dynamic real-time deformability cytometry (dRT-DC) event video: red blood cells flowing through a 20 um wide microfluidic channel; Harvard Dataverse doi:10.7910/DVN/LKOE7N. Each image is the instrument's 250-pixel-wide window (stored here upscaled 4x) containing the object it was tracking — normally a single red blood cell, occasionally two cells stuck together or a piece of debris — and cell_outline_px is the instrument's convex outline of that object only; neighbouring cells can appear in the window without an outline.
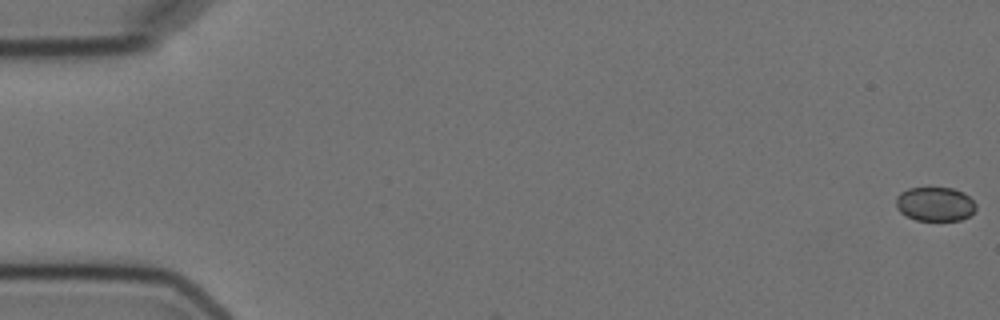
{"species": "Egyptian fruit bat (a non-hibernating species)", "species_latin": "Rousettus aegyptiacus", "temperature_condition": "cold", "stored_images_in_passage": 3, "camera_frame_rate_fps": 3000, "um_per_image_px": 0.085, "animal": {"sex": "female"}, "frame": {"image": 1, "passage_image": 1, "time_ms": 0.0, "image_size_px": [1000, 320], "cell_outline_px": [[976, 208], [968, 216], [960, 220], [916, 220], [900, 212], [896, 208], [896, 196], [900, 192], [908, 188], [952, 188], [964, 192], [976, 204]], "centroid_in_image_um": [79.46, 17.34], "position_along_channel_um": 5.5, "area_um2": 15.84}}